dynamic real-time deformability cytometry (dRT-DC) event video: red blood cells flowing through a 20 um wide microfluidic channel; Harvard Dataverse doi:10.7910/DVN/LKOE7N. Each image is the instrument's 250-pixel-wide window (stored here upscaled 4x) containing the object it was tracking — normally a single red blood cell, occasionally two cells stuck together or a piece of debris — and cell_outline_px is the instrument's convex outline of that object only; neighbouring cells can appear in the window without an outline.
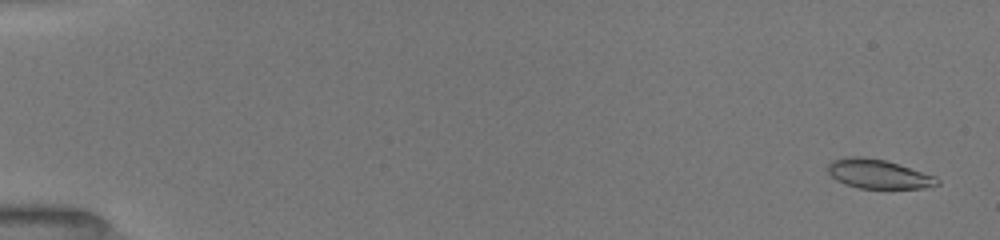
{"species": "common noctule bat (a hibernating species)", "species_latin": "Nyctalus noctula", "temperature_condition": "room temperature", "stored_images_in_passage": 25, "camera_frame_rate_fps": 3000, "um_per_image_px": 0.085, "animal": {"sex": "female", "body_mass_g": 19.5, "forearm_length_mm": 54.1}, "frame": {"image": 1, "passage_image": 2, "time_ms": 0.333, "image_size_px": [1000, 240], "cell_outline_px": [[940, 184], [924, 188], [860, 188], [844, 184], [836, 180], [828, 172], [828, 164], [832, 160], [844, 156], [864, 156], [884, 160], [936, 176], [940, 180]], "centroid_in_image_um": [74.64, 14.78], "position_along_channel_um": 10.4, "area_um2": 18.61}}
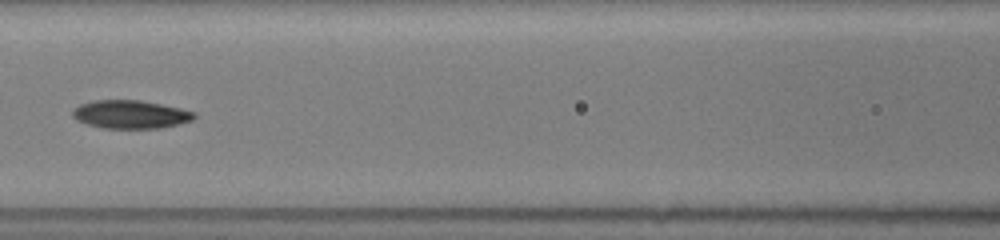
{"frame": {"image": 2, "passage_image": 22, "time_ms": 8.0, "image_size_px": [1000, 240], "cell_outline_px": [[196, 116], [192, 120], [180, 124], [160, 128], [104, 128], [88, 124], [76, 120], [72, 116], [72, 108], [80, 104], [92, 100], [140, 100], [180, 108], [196, 112]], "centroid_in_image_um": [11.08, 9.72], "position_along_channel_um": 155.5, "area_um2": 20.11}}
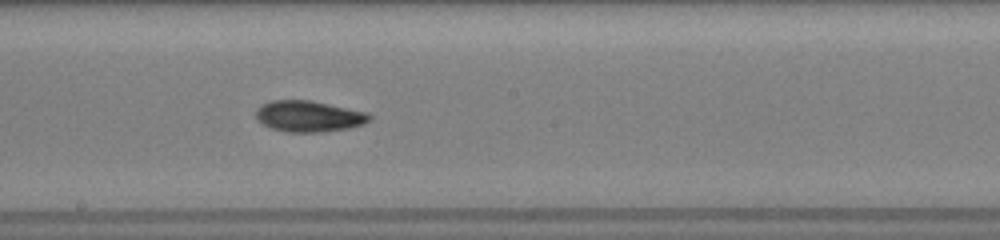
{"frame": {"image": 3, "passage_image": 25, "time_ms": 9.667, "image_size_px": [1000, 240], "cell_outline_px": [[372, 120], [364, 124], [348, 128], [320, 132], [288, 132], [272, 128], [260, 124], [256, 120], [256, 108], [260, 104], [272, 100], [312, 100], [368, 112], [372, 116]], "centroid_in_image_um": [26.24, 9.87], "position_along_channel_um": 222.0, "area_um2": 20.92}}